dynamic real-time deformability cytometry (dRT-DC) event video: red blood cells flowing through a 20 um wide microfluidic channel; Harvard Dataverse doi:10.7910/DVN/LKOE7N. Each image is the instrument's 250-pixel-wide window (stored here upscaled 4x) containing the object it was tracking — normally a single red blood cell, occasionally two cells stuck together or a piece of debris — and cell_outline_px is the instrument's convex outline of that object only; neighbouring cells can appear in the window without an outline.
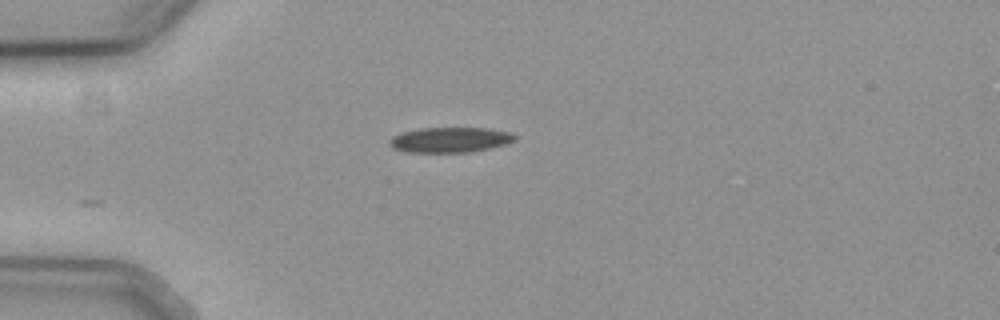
{"species": "common noctule bat (a hibernating species)", "species_latin": "Nyctalus noctula", "temperature_condition": "cold", "stored_images_in_passage": 39, "camera_frame_rate_fps": 3000, "um_per_image_px": 0.085, "animal": {"sex": "female", "body_mass_g": 19.3, "forearm_length_mm": 54.1}, "frame": {"image": 1, "passage_image": 1, "time_ms": 0.0, "image_size_px": [1000, 320], "cell_outline_px": [[516, 140], [504, 144], [488, 148], [468, 152], [408, 152], [392, 148], [388, 144], [388, 140], [392, 136], [400, 132], [424, 128], [488, 128], [512, 132], [516, 136]], "centroid_in_image_um": [38.22, 11.88], "position_along_channel_um": 46.8, "area_um2": 18.44}}
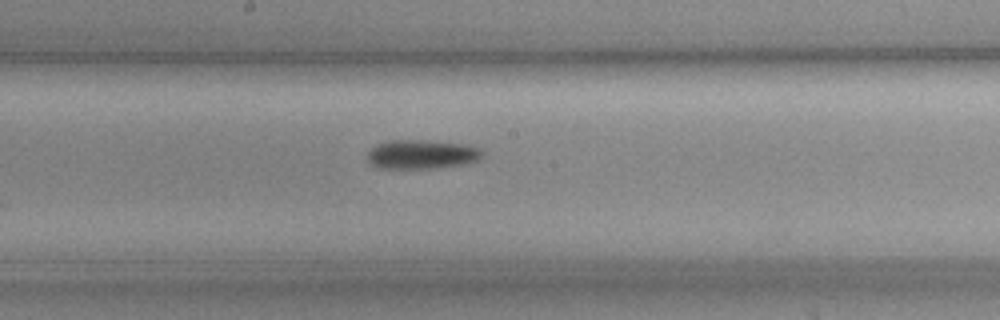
{"frame": {"image": 2, "passage_image": 16, "time_ms": 5.0, "image_size_px": [1000, 320], "cell_outline_px": [[484, 152], [476, 160], [464, 164], [436, 168], [380, 168], [372, 164], [368, 160], [368, 152], [376, 144], [388, 140], [420, 140], [460, 144], [476, 148]], "centroid_in_image_um": [35.78, 13.12], "position_along_channel_um": 212.4, "area_um2": 19.07}}
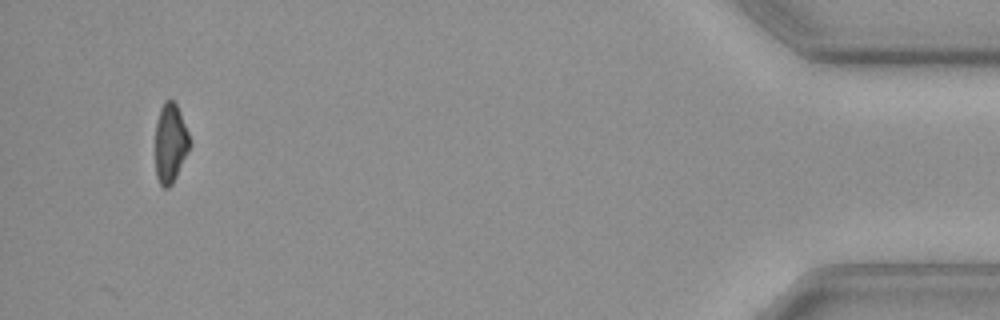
{"frame": {"image": 3, "passage_image": 39, "time_ms": 12.667, "image_size_px": [1000, 320], "cell_outline_px": [[192, 144], [172, 184], [168, 188], [164, 188], [160, 184], [156, 176], [156, 120], [160, 108], [164, 100], [172, 100], [176, 104], [180, 112], [192, 140]], "centroid_in_image_um": [14.5, 12.15], "position_along_channel_um": 420.7, "area_um2": 16.01}, "authors_computed_cell_mechanics": {"area_um2": 18.5538, "velocity_mm_per_s": 3.7416, "shape_relaxation_time_tau1_ms": 3.4667, "shape_relaxation_time_tau2_ms": null, "deformation_change_tau1": 0.1089, "deformation_change_tau2": null}}